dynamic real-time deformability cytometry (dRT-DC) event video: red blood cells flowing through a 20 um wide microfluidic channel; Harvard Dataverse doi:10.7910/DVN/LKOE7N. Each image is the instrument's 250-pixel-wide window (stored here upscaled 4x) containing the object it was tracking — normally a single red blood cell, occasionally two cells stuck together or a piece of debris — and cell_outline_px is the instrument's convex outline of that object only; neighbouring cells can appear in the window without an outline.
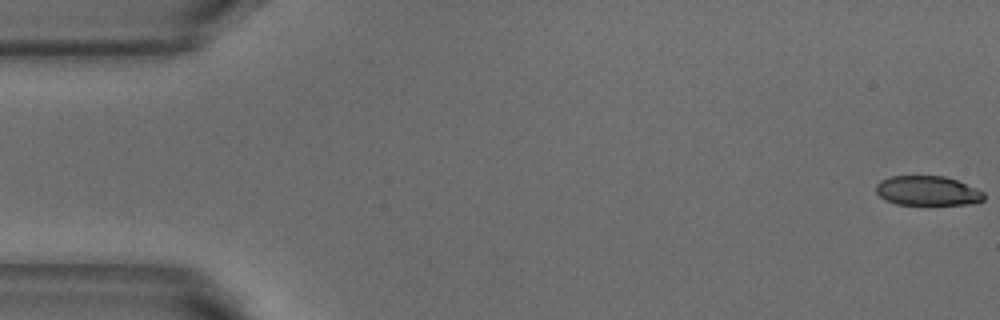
{"species": "common noctule bat (a hibernating species)", "species_latin": "Nyctalus noctula", "temperature_condition": "warm", "stored_images_in_passage": 6, "camera_frame_rate_fps": 3000, "um_per_image_px": 0.085, "animal": {"sex": "male", "body_mass_g": 18.8}, "frame": {"image": 1, "passage_image": 1, "time_ms": 0.0, "image_size_px": [1000, 320], "cell_outline_px": [[984, 200], [972, 204], [896, 204], [884, 200], [876, 192], [876, 184], [880, 180], [892, 176], [944, 176], [956, 180], [976, 188], [984, 192]], "centroid_in_image_um": [78.83, 16.22], "position_along_channel_um": 6.2, "area_um2": 18.55}}